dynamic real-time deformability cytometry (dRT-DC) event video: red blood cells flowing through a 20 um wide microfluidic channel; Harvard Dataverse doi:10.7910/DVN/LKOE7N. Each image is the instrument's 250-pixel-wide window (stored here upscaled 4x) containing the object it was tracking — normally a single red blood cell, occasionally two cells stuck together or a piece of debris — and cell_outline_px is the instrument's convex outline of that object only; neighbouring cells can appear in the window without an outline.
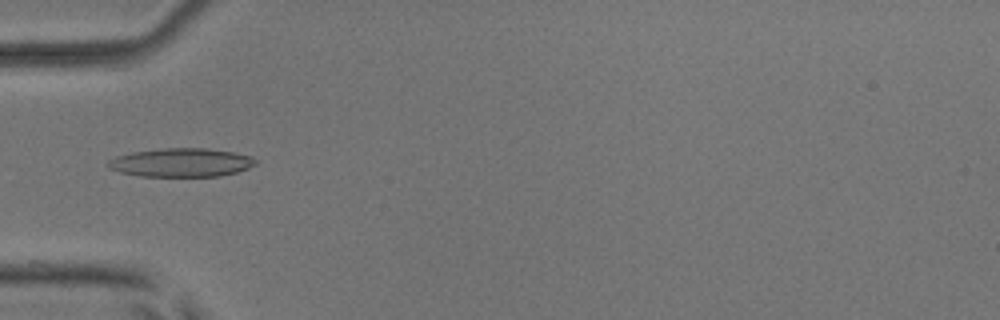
{"species": "common noctule bat (a hibernating species)", "species_latin": "Nyctalus noctula", "temperature_condition": "room temperature", "stored_images_in_passage": 36, "camera_frame_rate_fps": 3000, "um_per_image_px": 0.085, "animal": {"sex": "male", "body_mass_g": 17.9, "forearm_length_mm": 54.2}, "frame": {"image": 1, "passage_image": 1, "time_ms": 0.0, "image_size_px": [1000, 320], "cell_outline_px": [[256, 164], [248, 168], [236, 172], [220, 176], [140, 176], [120, 172], [108, 168], [104, 164], [108, 160], [116, 156], [132, 152], [164, 148], [208, 148], [232, 152], [252, 156], [256, 160]], "centroid_in_image_um": [15.37, 13.81], "position_along_channel_um": 69.6, "area_um2": 24.68}}
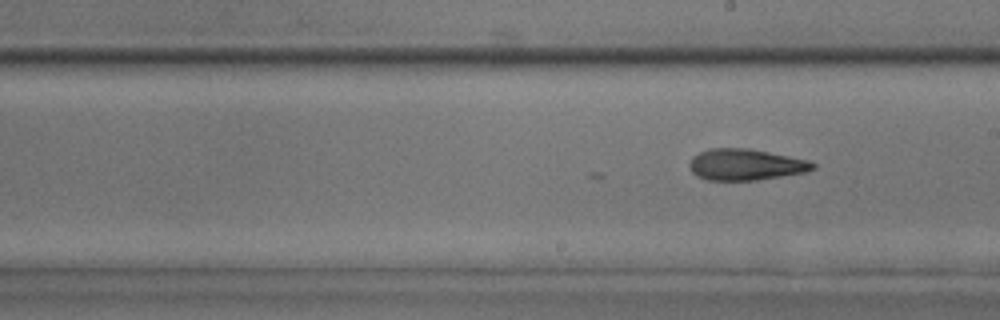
{"frame": {"image": 2, "passage_image": 13, "time_ms": 4.0, "image_size_px": [1000, 320], "cell_outline_px": [[816, 168], [804, 172], [756, 180], [708, 180], [696, 176], [688, 168], [688, 164], [692, 156], [708, 148], [748, 148], [808, 160], [816, 164]], "centroid_in_image_um": [63.32, 13.99], "position_along_channel_um": 225.7, "area_um2": 22.48}}
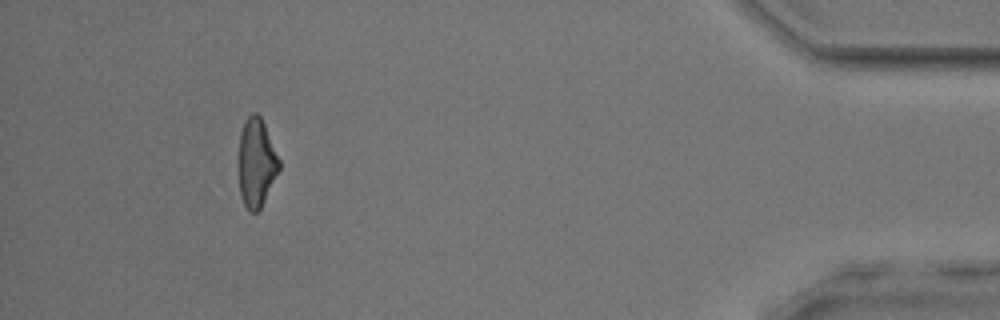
{"frame": {"image": 3, "passage_image": 32, "time_ms": 10.333, "image_size_px": [1000, 320], "cell_outline_px": [[280, 168], [260, 208], [256, 212], [248, 212], [240, 196], [240, 132], [244, 120], [252, 112], [256, 112], [260, 116], [264, 124], [280, 160]], "centroid_in_image_um": [21.8, 13.82], "position_along_channel_um": 413.4, "area_um2": 20.52}, "authors_computed_cell_mechanics": {"area_um2": 21.9351, "velocity_mm_per_s": 3.921, "shape_relaxation_time_tau1_ms": null, "shape_relaxation_time_tau2_ms": 5.7323, "deformation_change_tau1": null, "deformation_change_tau2": 0.1585}}